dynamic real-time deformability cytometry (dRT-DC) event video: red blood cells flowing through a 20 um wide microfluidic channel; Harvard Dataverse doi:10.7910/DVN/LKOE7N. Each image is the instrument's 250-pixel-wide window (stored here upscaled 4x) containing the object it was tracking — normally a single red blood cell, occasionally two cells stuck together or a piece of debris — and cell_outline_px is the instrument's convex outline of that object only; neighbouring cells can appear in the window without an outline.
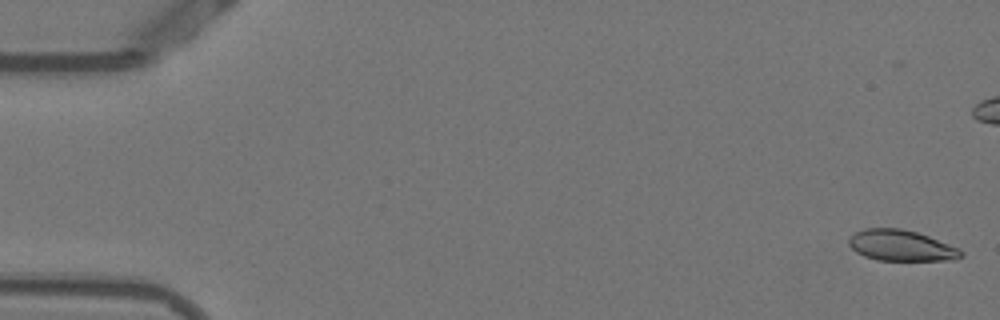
{"species": "Egyptian fruit bat (a non-hibernating species)", "species_latin": "Rousettus aegyptiacus", "temperature_condition": "warm", "stored_images_in_passage": 46, "camera_frame_rate_fps": 3000, "um_per_image_px": 0.085, "animal": {"sex": "female"}, "frame": {"image": 1, "passage_image": 1, "time_ms": 0.0, "image_size_px": [1000, 320], "cell_outline_px": [[964, 256], [956, 260], [876, 260], [864, 256], [856, 252], [848, 244], [848, 240], [856, 232], [864, 228], [900, 228], [916, 232], [928, 236], [960, 248], [964, 252]], "centroid_in_image_um": [76.63, 20.88], "position_along_channel_um": 8.4, "area_um2": 20.29}}
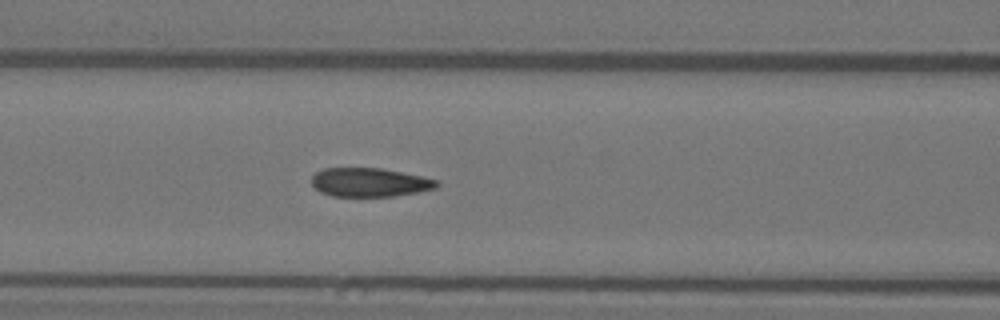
{"frame": {"image": 2, "passage_image": 22, "time_ms": 7.0, "image_size_px": [1000, 320], "cell_outline_px": [[440, 184], [436, 188], [420, 192], [396, 196], [332, 196], [320, 192], [312, 184], [312, 176], [316, 172], [324, 168], [380, 168], [424, 176], [436, 180]], "centroid_in_image_um": [31.45, 15.5], "position_along_channel_um": 135.2, "area_um2": 21.1}}
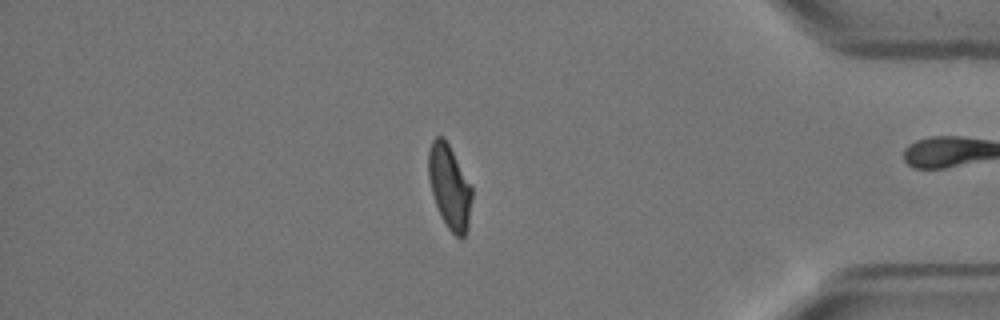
{"frame": {"image": 3, "passage_image": 45, "time_ms": 14.667, "image_size_px": [1000, 320], "cell_outline_px": [[472, 196], [468, 228], [464, 236], [460, 240], [448, 228], [440, 216], [432, 192], [428, 176], [428, 152], [432, 140], [436, 136], [444, 136], [472, 188]], "centroid_in_image_um": [38.2, 15.89], "position_along_channel_um": 397.0, "area_um2": 21.1}, "authors_computed_cell_mechanics": {"area_um2": 22.0796, "velocity_mm_per_s": 3.8406, "shape_relaxation_time_tau1_ms": 8.7728, "shape_relaxation_time_tau2_ms": 1.0206, "deformation_change_tau1": 0.2312, "deformation_change_tau2": 0.0474}}